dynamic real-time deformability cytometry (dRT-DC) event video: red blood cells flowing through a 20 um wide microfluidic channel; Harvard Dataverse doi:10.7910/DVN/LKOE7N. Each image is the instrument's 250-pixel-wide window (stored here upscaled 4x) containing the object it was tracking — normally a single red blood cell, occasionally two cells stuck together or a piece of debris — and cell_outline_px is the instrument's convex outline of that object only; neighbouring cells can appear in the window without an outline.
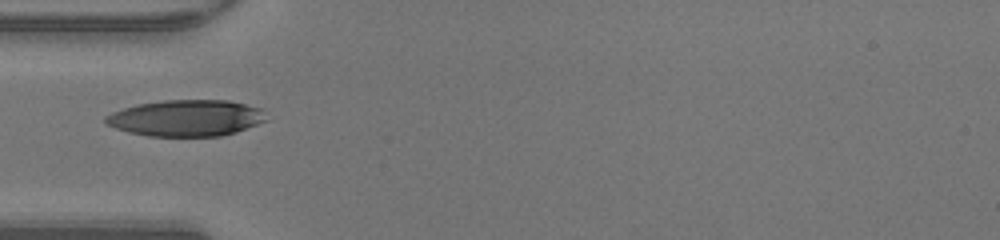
{"species": "human", "species_latin": "Homo sapiens", "temperature_condition": "warm", "stored_images_in_passage": 33, "camera_frame_rate_fps": 3000, "um_per_image_px": 0.085, "donor": {"sex": "male"}, "frame": {"image": 1, "passage_image": 1, "time_ms": 0.0, "image_size_px": [1000, 240], "cell_outline_px": [[268, 120], [236, 132], [220, 136], [148, 136], [128, 132], [116, 128], [108, 124], [104, 120], [104, 116], [112, 112], [136, 104], [164, 100], [228, 100], [260, 108]], "centroid_in_image_um": [15.81, 10.03], "position_along_channel_um": 69.2, "area_um2": 33.99}}
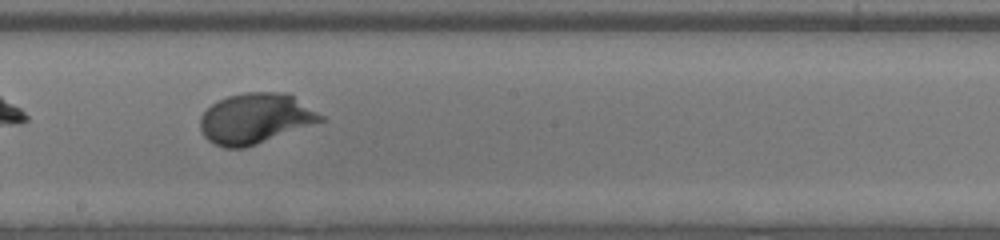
{"frame": {"image": 2, "passage_image": 12, "time_ms": 3.667, "image_size_px": [1000, 240], "cell_outline_px": [[324, 120], [256, 144], [244, 148], [224, 148], [208, 140], [204, 136], [200, 128], [200, 116], [216, 100], [228, 96], [244, 92], [288, 92], [324, 116]], "centroid_in_image_um": [21.68, 10.05], "position_along_channel_um": 226.5, "area_um2": 35.2}}
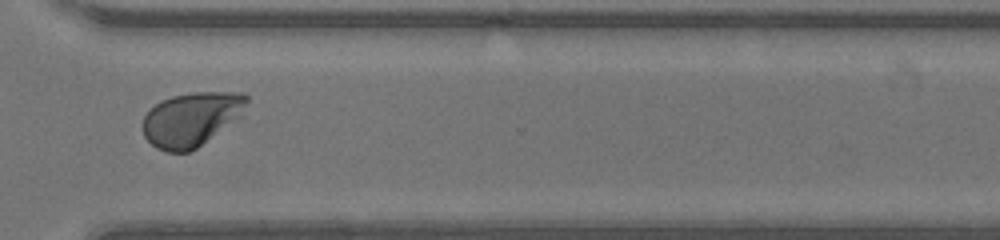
{"frame": {"image": 3, "passage_image": 21, "time_ms": 6.667, "image_size_px": [1000, 240], "cell_outline_px": [[248, 100], [240, 116], [196, 148], [188, 152], [164, 152], [156, 148], [144, 136], [144, 116], [156, 104], [172, 96], [196, 92], [244, 92], [248, 96]], "centroid_in_image_um": [16.27, 10.12], "position_along_channel_um": 354.3, "area_um2": 32.19}}